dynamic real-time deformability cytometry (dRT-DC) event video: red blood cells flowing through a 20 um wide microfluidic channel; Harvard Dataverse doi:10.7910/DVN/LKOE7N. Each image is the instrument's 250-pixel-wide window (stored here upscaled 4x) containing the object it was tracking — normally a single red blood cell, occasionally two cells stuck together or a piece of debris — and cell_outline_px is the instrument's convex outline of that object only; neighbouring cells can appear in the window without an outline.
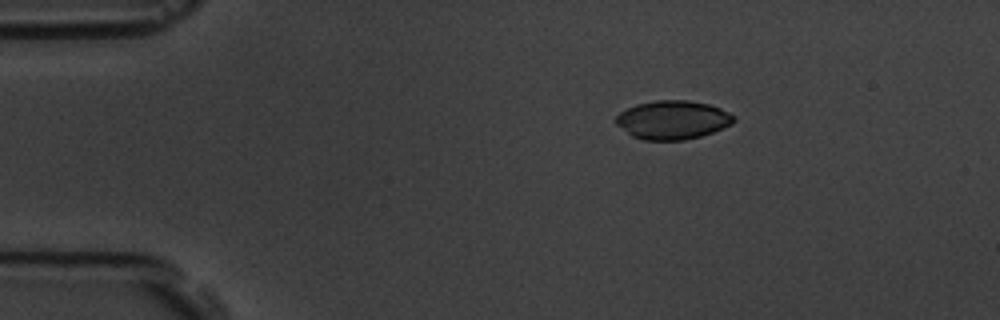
{"species": "common noctule bat (a hibernating species)", "species_latin": "Nyctalus noctula", "temperature_condition": "room temperature", "stored_images_in_passage": 4, "segment_of_instrument_passage": [1, 2], "camera_frame_rate_fps": 3000, "um_per_image_px": 0.085, "animal": {"sex": "male", "body_mass_g": 19.5, "forearm_length_mm": 54.6}, "frame": {"image": 1, "passage_image": 1, "time_ms": 0.0, "image_size_px": [1000, 320], "cell_outline_px": [[736, 120], [732, 124], [712, 132], [700, 136], [684, 140], [644, 140], [632, 136], [616, 124], [612, 120], [620, 112], [636, 104], [656, 100], [688, 100], [708, 104], [720, 108], [736, 116]], "centroid_in_image_um": [57.17, 10.19], "position_along_channel_um": 27.8, "area_um2": 26.65}}